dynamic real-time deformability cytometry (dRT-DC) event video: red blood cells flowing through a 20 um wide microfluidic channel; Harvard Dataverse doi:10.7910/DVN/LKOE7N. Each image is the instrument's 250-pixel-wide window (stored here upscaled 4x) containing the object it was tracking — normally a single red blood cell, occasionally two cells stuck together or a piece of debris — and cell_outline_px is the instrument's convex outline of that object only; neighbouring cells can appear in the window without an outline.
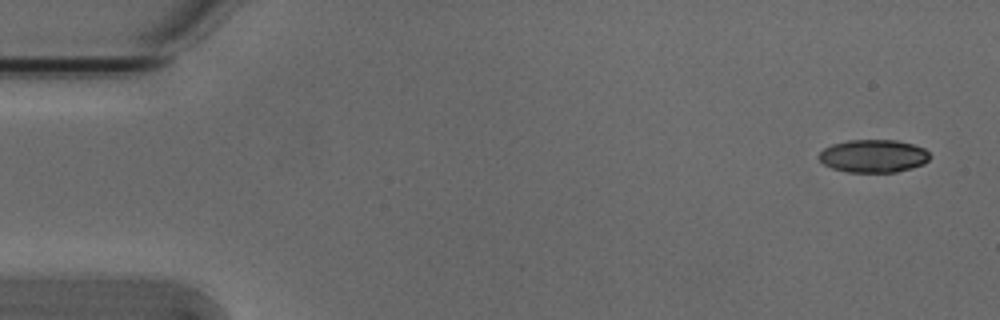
{"species": "Egyptian fruit bat (a non-hibernating species)", "species_latin": "Rousettus aegyptiacus", "temperature_condition": "cold", "stored_images_in_passage": 7, "camera_frame_rate_fps": 3000, "um_per_image_px": 0.085, "animal": {"sex": "male"}, "frame": {"image": 1, "passage_image": 1, "time_ms": 0.0, "image_size_px": [1000, 320], "cell_outline_px": [[928, 160], [924, 164], [912, 168], [896, 172], [848, 172], [832, 168], [824, 164], [816, 156], [824, 148], [832, 144], [848, 140], [896, 140], [912, 144], [924, 148], [928, 152]], "centroid_in_image_um": [74.21, 13.26], "position_along_channel_um": 10.8, "area_um2": 21.27}}
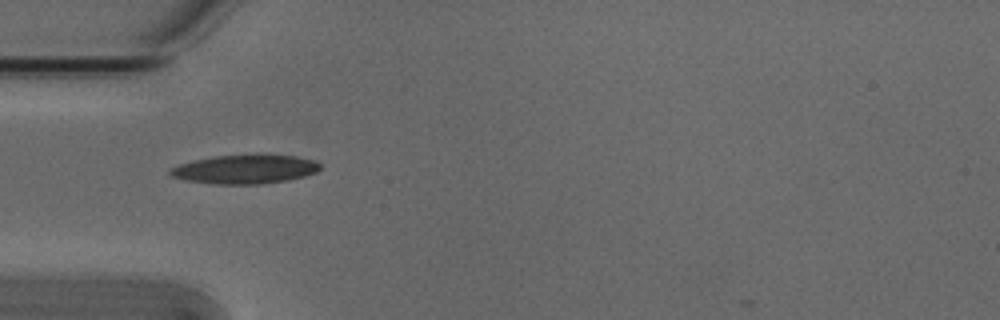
{"frame": {"image": 2, "passage_image": 4, "time_ms": 1.0, "image_size_px": [1000, 320], "cell_outline_px": [[320, 168], [316, 172], [304, 176], [288, 180], [260, 184], [216, 184], [184, 180], [172, 176], [168, 172], [172, 168], [180, 164], [192, 160], [212, 156], [256, 152], [260, 152], [296, 156], [316, 160], [320, 164]], "centroid_in_image_um": [20.86, 14.34], "position_along_channel_um": 64.1, "area_um2": 26.13}}
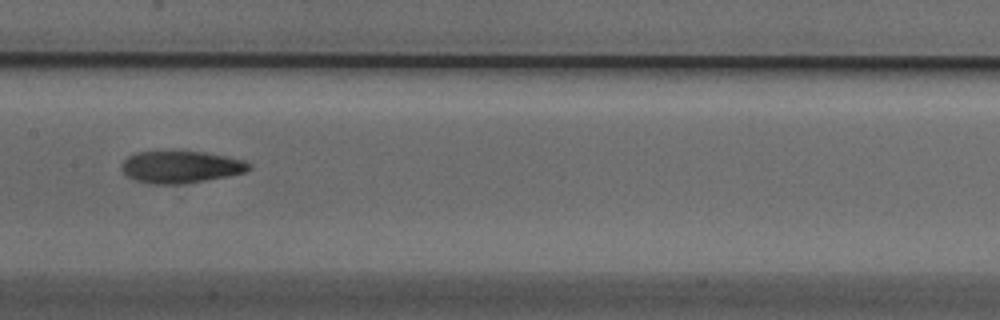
{"frame": {"image": 3, "passage_image": 7, "time_ms": 2.0, "image_size_px": [1000, 320], "cell_outline_px": [[252, 168], [244, 172], [228, 176], [184, 184], [152, 184], [136, 180], [128, 176], [120, 168], [120, 164], [128, 156], [136, 152], [204, 152], [244, 160], [252, 164]], "centroid_in_image_um": [15.37, 14.2], "position_along_channel_um": 192.0, "area_um2": 23.7}}